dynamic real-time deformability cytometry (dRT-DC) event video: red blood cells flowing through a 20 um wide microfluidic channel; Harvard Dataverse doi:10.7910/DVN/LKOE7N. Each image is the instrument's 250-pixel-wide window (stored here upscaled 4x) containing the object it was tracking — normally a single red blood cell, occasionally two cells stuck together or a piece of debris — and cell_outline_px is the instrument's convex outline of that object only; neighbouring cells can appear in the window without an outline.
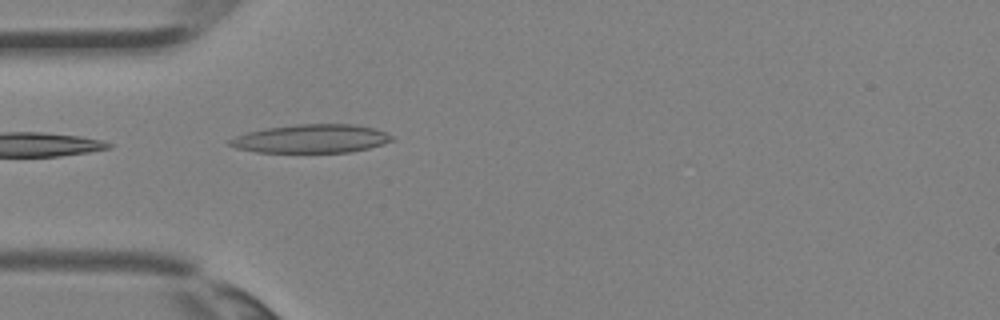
{"species": "Egyptian fruit bat (a non-hibernating species)", "species_latin": "Rousettus aegyptiacus", "temperature_condition": "room temperature", "stored_images_in_passage": 2, "camera_frame_rate_fps": 3000, "um_per_image_px": 0.085, "animal": {"sex": "female"}, "frame": {"image": 1, "passage_image": 2, "time_ms": 0.333, "image_size_px": [1000, 320], "cell_outline_px": [[392, 140], [368, 148], [352, 152], [256, 152], [236, 148], [228, 144], [228, 140], [236, 136], [248, 132], [268, 128], [296, 124], [356, 124], [376, 128], [392, 136]], "centroid_in_image_um": [26.44, 11.78], "position_along_channel_um": 58.6, "area_um2": 26.76}}